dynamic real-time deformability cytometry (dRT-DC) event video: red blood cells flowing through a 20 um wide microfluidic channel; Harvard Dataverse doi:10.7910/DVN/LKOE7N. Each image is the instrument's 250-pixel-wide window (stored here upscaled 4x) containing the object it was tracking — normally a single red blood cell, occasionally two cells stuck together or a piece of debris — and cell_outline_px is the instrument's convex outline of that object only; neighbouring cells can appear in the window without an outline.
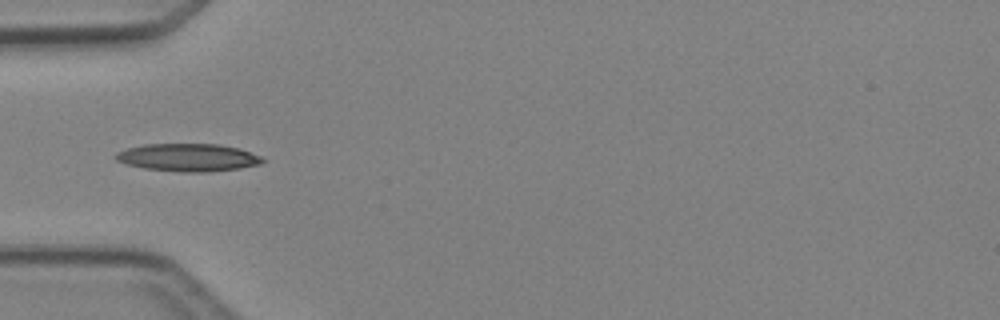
{"species": "Egyptian fruit bat (a non-hibernating species)", "species_latin": "Rousettus aegyptiacus", "temperature_condition": "cold", "stored_images_in_passage": 5, "camera_frame_rate_fps": 3000, "um_per_image_px": 0.085, "animal": {"sex": "female"}, "frame": {"image": 1, "passage_image": 5, "time_ms": 5.0, "image_size_px": [1000, 320], "cell_outline_px": [[264, 160], [260, 164], [240, 168], [208, 172], [180, 172], [144, 168], [124, 164], [116, 160], [112, 156], [116, 152], [128, 148], [144, 144], [216, 144], [240, 148], [260, 156]], "centroid_in_image_um": [15.94, 13.39], "position_along_channel_um": 69.1, "area_um2": 23.81}}